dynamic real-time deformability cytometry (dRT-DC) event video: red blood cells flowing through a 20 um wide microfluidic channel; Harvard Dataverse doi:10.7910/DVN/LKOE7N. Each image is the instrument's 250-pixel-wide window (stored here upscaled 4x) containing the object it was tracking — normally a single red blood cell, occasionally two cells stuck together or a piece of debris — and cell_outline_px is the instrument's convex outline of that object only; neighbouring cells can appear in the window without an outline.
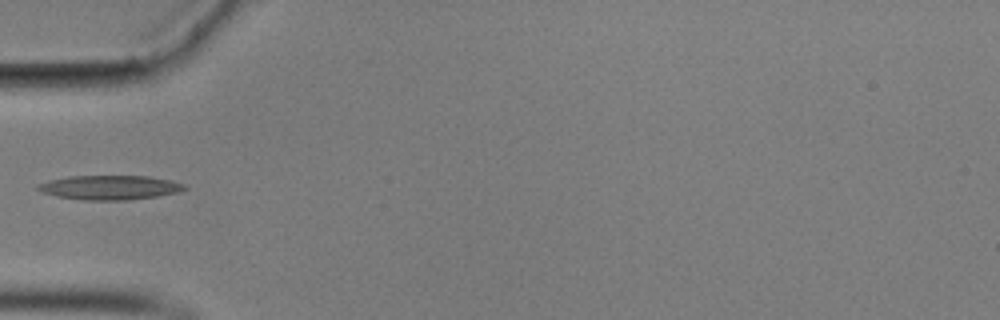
{"species": "common noctule bat (a hibernating species)", "species_latin": "Nyctalus noctula", "temperature_condition": "cold", "stored_images_in_passage": 39, "camera_frame_rate_fps": 3000, "um_per_image_px": 0.085, "animal": {"sex": "male", "body_mass_g": 17.9}, "frame": {"image": 1, "passage_image": 1, "time_ms": 0.0, "image_size_px": [1000, 320], "cell_outline_px": [[188, 188], [176, 192], [156, 196], [124, 200], [84, 200], [56, 196], [44, 192], [36, 188], [36, 184], [48, 180], [68, 176], [148, 176], [172, 180], [184, 184]], "centroid_in_image_um": [9.31, 15.92], "position_along_channel_um": 75.7, "area_um2": 20.69}}
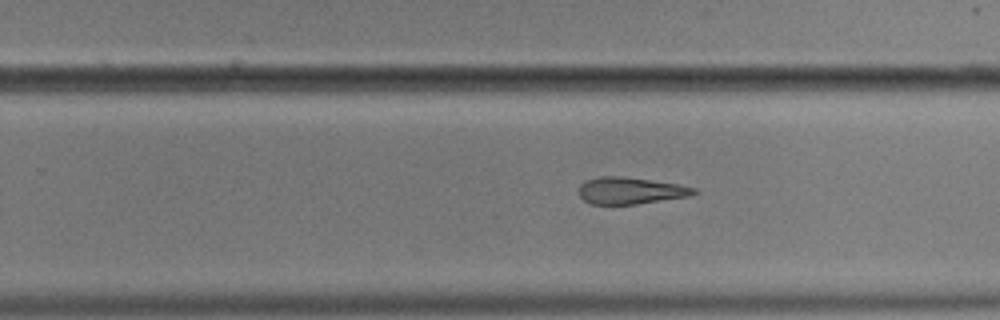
{"frame": {"image": 2, "passage_image": 18, "time_ms": 5.667, "image_size_px": [1000, 320], "cell_outline_px": [[700, 192], [688, 196], [636, 204], [592, 204], [584, 200], [580, 196], [580, 184], [584, 180], [600, 176], [620, 176], [680, 184], [696, 188]], "centroid_in_image_um": [53.6, 16.19], "position_along_channel_um": 276.2, "area_um2": 17.92}}
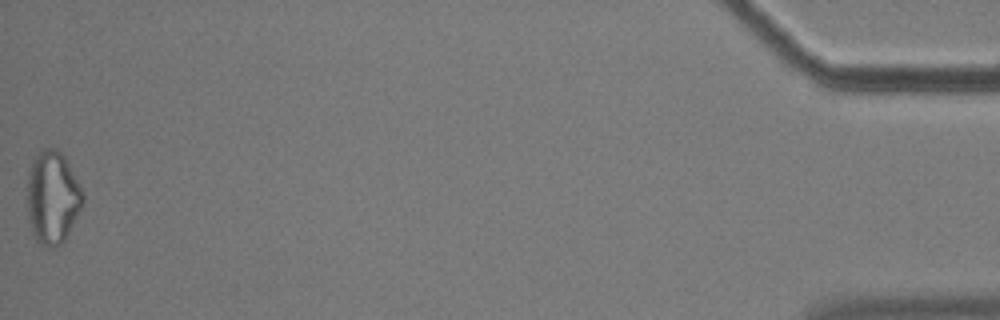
{"frame": {"image": 3, "passage_image": 39, "time_ms": 12.667, "image_size_px": [1000, 320], "cell_outline_px": [[84, 204], [64, 240], [56, 248], [48, 248], [40, 244], [36, 240], [32, 232], [28, 220], [28, 172], [32, 160], [44, 148], [56, 148], [64, 156], [84, 196]], "centroid_in_image_um": [4.45, 16.82], "position_along_channel_um": 430.7, "area_um2": 29.88}}